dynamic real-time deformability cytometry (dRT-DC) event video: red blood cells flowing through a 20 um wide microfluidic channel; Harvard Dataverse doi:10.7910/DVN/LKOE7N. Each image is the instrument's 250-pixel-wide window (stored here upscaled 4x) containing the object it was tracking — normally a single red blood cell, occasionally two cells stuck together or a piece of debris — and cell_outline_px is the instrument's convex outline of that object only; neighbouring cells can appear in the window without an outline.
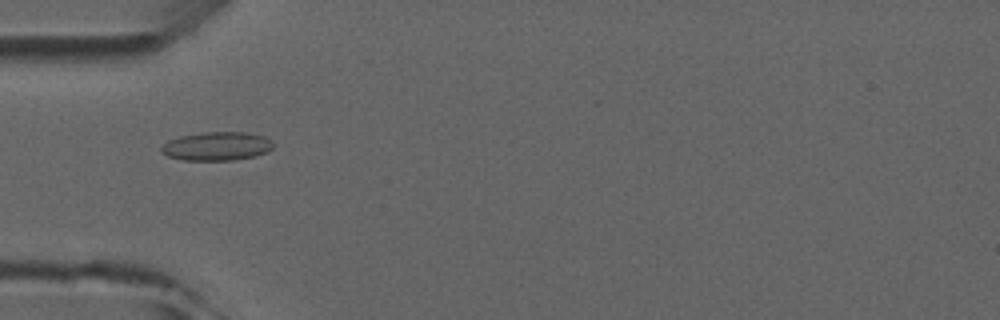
{"species": "common noctule bat (a hibernating species)", "species_latin": "Nyctalus noctula", "temperature_condition": "room temperature", "stored_images_in_passage": 3, "camera_frame_rate_fps": 3000, "um_per_image_px": 0.085, "animal": {"sex": "male", "forearm_length_mm": 52.5}, "frame": {"image": 1, "passage_image": 3, "time_ms": 2.333, "image_size_px": [1000, 320], "cell_outline_px": [[272, 148], [268, 152], [256, 156], [232, 160], [184, 160], [168, 156], [160, 152], [160, 148], [168, 140], [180, 136], [204, 132], [248, 132], [264, 136], [272, 140]], "centroid_in_image_um": [18.44, 12.42], "position_along_channel_um": 66.6, "area_um2": 18.79}}